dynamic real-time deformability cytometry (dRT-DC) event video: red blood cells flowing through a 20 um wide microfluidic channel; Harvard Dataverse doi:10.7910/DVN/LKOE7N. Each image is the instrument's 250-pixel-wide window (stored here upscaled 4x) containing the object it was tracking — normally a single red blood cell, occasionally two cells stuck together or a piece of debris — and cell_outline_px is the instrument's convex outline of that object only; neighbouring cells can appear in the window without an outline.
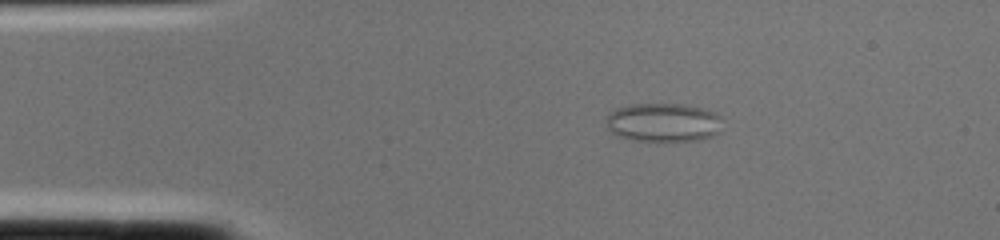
{"species": "common noctule bat (a hibernating species)", "species_latin": "Nyctalus noctula", "temperature_condition": "cold", "stored_images_in_passage": 1, "camera_frame_rate_fps": 3000, "um_per_image_px": 0.085, "animal": {"sex": "female", "body_mass_g": 22.0, "forearm_length_mm": 56.7}, "frame": {"image": 1, "passage_image": 1, "time_ms": 0.0, "image_size_px": [1000, 240], "cell_outline_px": [[720, 132], [712, 136], [696, 140], [656, 144], [632, 140], [620, 136], [612, 132], [608, 128], [604, 120], [608, 112], [616, 108], [628, 104], [684, 104], [716, 112], [720, 116]], "centroid_in_image_um": [56.34, 10.44], "position_along_channel_um": 28.7, "area_um2": 27.17}}